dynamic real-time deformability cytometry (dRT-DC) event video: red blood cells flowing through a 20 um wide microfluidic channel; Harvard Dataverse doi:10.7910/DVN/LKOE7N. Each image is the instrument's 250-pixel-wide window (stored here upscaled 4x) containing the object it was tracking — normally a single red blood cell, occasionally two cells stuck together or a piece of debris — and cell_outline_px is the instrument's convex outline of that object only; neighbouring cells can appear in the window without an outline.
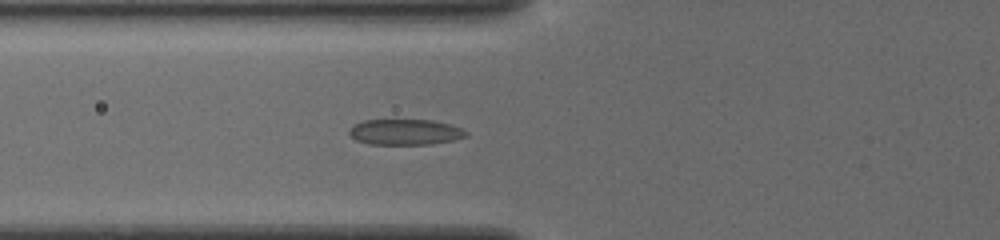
{"species": "common noctule bat (a hibernating species)", "species_latin": "Nyctalus noctula", "temperature_condition": "cold", "stored_images_in_passage": 37, "camera_frame_rate_fps": 3000, "um_per_image_px": 0.085, "animal": {"sex": "female", "body_mass_g": 19.5, "forearm_length_mm": 54.1}, "frame": {"image": 1, "passage_image": 8, "time_ms": 2.333, "image_size_px": [1000, 240], "cell_outline_px": [[468, 136], [452, 140], [432, 144], [368, 144], [356, 140], [348, 132], [352, 124], [364, 120], [432, 120], [448, 124], [460, 128], [468, 132]], "centroid_in_image_um": [34.41, 11.22], "position_along_channel_um": 91.4, "area_um2": 17.46}}
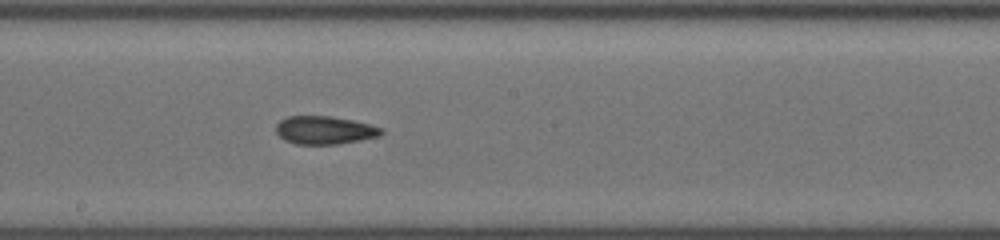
{"frame": {"image": 2, "passage_image": 18, "time_ms": 5.667, "image_size_px": [1000, 240], "cell_outline_px": [[384, 132], [380, 136], [360, 140], [336, 144], [296, 144], [284, 140], [276, 132], [276, 124], [280, 120], [288, 116], [328, 116], [352, 120], [384, 128]], "centroid_in_image_um": [27.59, 11.06], "position_along_channel_um": 220.6, "area_um2": 17.22}}
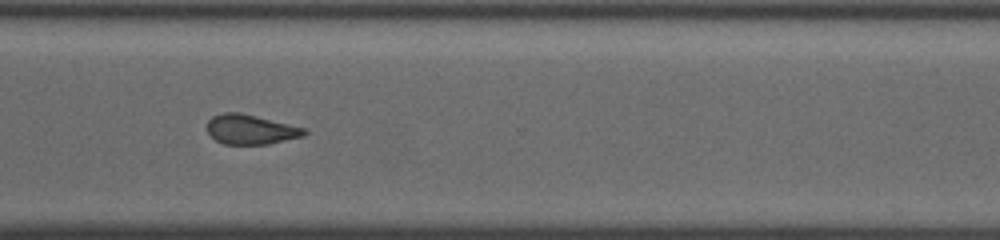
{"frame": {"image": 3, "passage_image": 28, "time_ms": 9.0, "image_size_px": [1000, 240], "cell_outline_px": [[308, 132], [304, 136], [268, 144], [224, 144], [216, 140], [208, 132], [208, 120], [212, 116], [224, 112], [240, 112], [304, 128]], "centroid_in_image_um": [21.3, 11.0], "position_along_channel_um": 349.3, "area_um2": 16.65}, "authors_computed_cell_mechanics": {"area_um2": 17.2244, "velocity_mm_per_s": 3.8726, "shape_relaxation_time_tau1_ms": null, "shape_relaxation_time_tau2_ms": 2.2957, "deformation_change_tau1": null, "deformation_change_tau2": 0.0877}}